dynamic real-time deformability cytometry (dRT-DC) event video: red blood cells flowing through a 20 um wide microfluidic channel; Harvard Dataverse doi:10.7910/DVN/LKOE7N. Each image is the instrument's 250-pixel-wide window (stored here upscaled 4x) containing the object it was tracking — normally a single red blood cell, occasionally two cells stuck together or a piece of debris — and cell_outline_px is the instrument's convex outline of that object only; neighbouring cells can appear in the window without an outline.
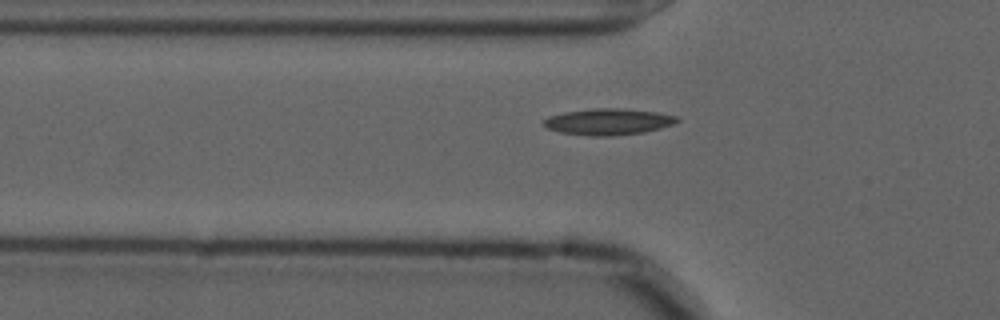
{"species": "common noctule bat (a hibernating species)", "species_latin": "Nyctalus noctula", "temperature_condition": "cold", "stored_images_in_passage": 41, "camera_frame_rate_fps": 3000, "um_per_image_px": 0.085, "animal": {"sex": "male", "forearm_length_mm": 52.5}, "frame": {"image": 1, "passage_image": 9, "time_ms": 2.667, "image_size_px": [1000, 320], "cell_outline_px": [[680, 120], [672, 124], [660, 128], [644, 132], [612, 136], [592, 136], [560, 132], [548, 128], [544, 124], [544, 120], [548, 116], [564, 112], [592, 108], [620, 108], [656, 112], [676, 116]], "centroid_in_image_um": [51.69, 10.34], "position_along_channel_um": 74.1, "area_um2": 20.35}}
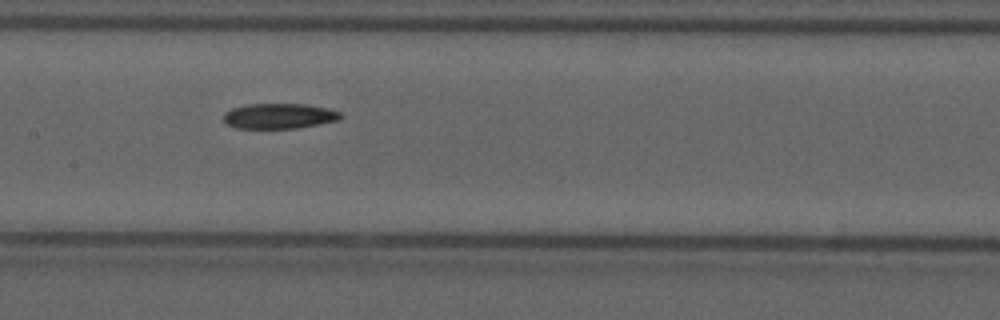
{"frame": {"image": 2, "passage_image": 18, "time_ms": 5.667, "image_size_px": [1000, 320], "cell_outline_px": [[344, 116], [340, 120], [320, 124], [296, 128], [236, 128], [228, 124], [224, 120], [224, 112], [232, 108], [248, 104], [304, 104], [328, 108], [340, 112]], "centroid_in_image_um": [23.76, 9.86], "position_along_channel_um": 183.6, "area_um2": 17.28}}
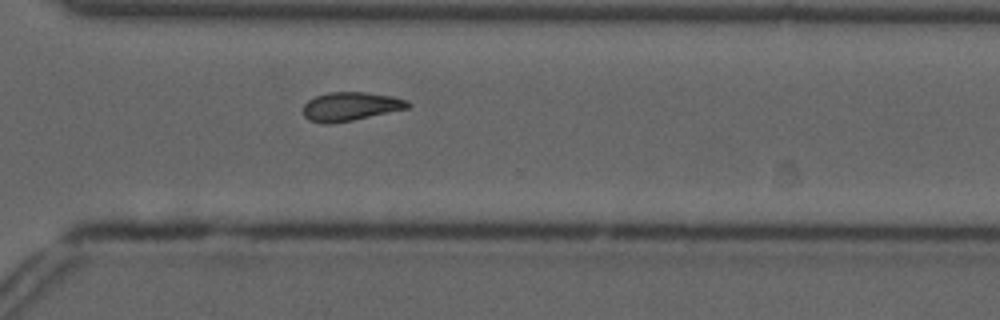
{"frame": {"image": 3, "passage_image": 31, "time_ms": 10.0, "image_size_px": [1000, 320], "cell_outline_px": [[412, 104], [408, 108], [352, 120], [332, 124], [320, 124], [308, 120], [304, 116], [304, 104], [308, 100], [316, 96], [328, 92], [364, 92], [392, 96], [408, 100]], "centroid_in_image_um": [29.78, 9.05], "position_along_channel_um": 340.8, "area_um2": 17.57}}